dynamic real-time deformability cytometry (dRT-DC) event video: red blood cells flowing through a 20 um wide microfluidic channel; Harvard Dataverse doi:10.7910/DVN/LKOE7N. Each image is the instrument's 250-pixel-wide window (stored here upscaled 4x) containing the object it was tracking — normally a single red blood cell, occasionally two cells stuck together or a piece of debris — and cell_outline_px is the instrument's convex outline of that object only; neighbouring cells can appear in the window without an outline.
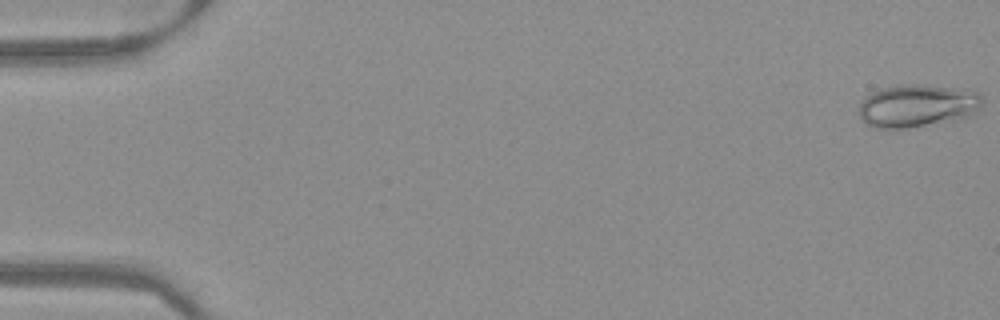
{"species": "Egyptian fruit bat (a non-hibernating species)", "species_latin": "Rousettus aegyptiacus", "temperature_condition": "warm", "stored_images_in_passage": 52, "camera_frame_rate_fps": 3000, "um_per_image_px": 0.085, "frame": {"image": 1, "passage_image": 1, "time_ms": 0.0, "image_size_px": [1000, 320], "cell_outline_px": [[984, 96], [980, 108], [972, 116], [908, 128], [872, 128], [864, 124], [860, 116], [860, 100], [864, 96], [880, 88], [900, 84], [908, 84], [952, 88], [980, 92]], "centroid_in_image_um": [77.94, 8.99], "position_along_channel_um": 7.1, "area_um2": 30.87}}
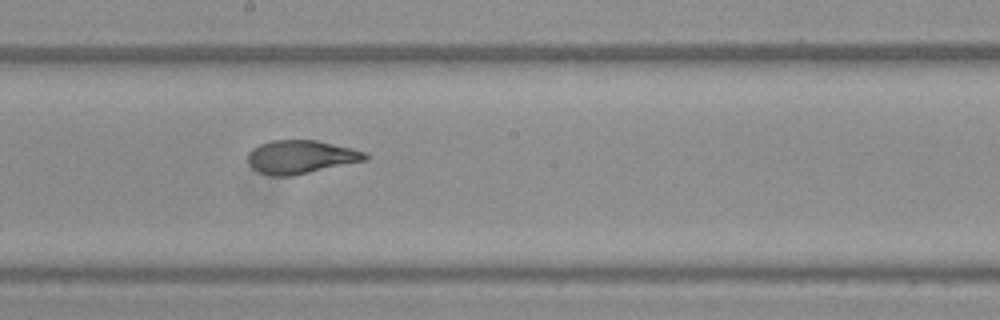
{"frame": {"image": 2, "passage_image": 29, "time_ms": 9.333, "image_size_px": [1000, 320], "cell_outline_px": [[368, 160], [292, 176], [272, 176], [260, 172], [252, 168], [248, 164], [248, 156], [252, 148], [260, 144], [272, 140], [316, 140], [352, 148], [364, 152], [368, 156]], "centroid_in_image_um": [25.57, 13.34], "position_along_channel_um": 222.6, "area_um2": 22.83}}
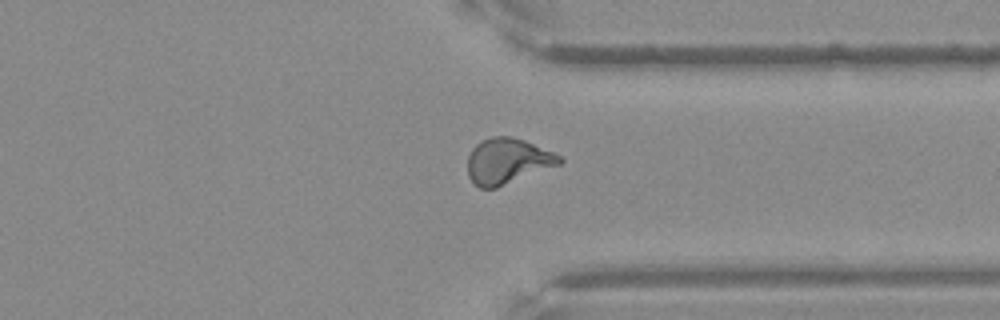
{"frame": {"image": 3, "passage_image": 40, "time_ms": 13.0, "image_size_px": [1000, 320], "cell_outline_px": [[564, 160], [560, 164], [496, 188], [480, 188], [468, 176], [468, 156], [472, 148], [480, 140], [492, 136], [512, 136], [524, 140], [552, 152], [560, 156]], "centroid_in_image_um": [43.11, 13.68], "position_along_channel_um": 368.3, "area_um2": 24.28}}